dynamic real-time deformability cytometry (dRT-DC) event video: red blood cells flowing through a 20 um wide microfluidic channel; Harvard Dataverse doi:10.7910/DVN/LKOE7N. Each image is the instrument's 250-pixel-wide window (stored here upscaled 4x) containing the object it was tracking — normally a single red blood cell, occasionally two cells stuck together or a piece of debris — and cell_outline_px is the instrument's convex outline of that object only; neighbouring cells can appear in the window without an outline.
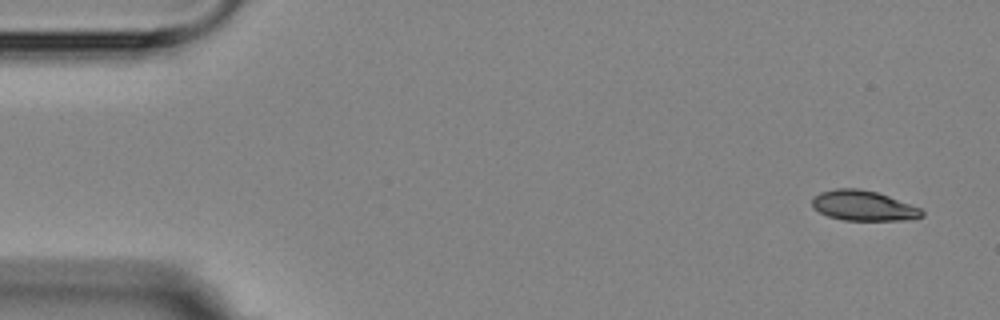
{"species": "Egyptian fruit bat (a non-hibernating species)", "species_latin": "Rousettus aegyptiacus", "temperature_condition": "room temperature", "stored_images_in_passage": 10, "camera_frame_rate_fps": 3000, "um_per_image_px": 0.085, "animal": {"sex": "female"}, "frame": {"image": 1, "passage_image": 1, "time_ms": 0.0, "image_size_px": [1000, 320], "cell_outline_px": [[924, 216], [908, 220], [844, 220], [828, 216], [812, 208], [812, 196], [820, 192], [836, 188], [860, 188], [876, 192], [888, 196], [920, 208], [924, 212]], "centroid_in_image_um": [73.35, 17.48], "position_along_channel_um": 11.6, "area_um2": 19.31}}
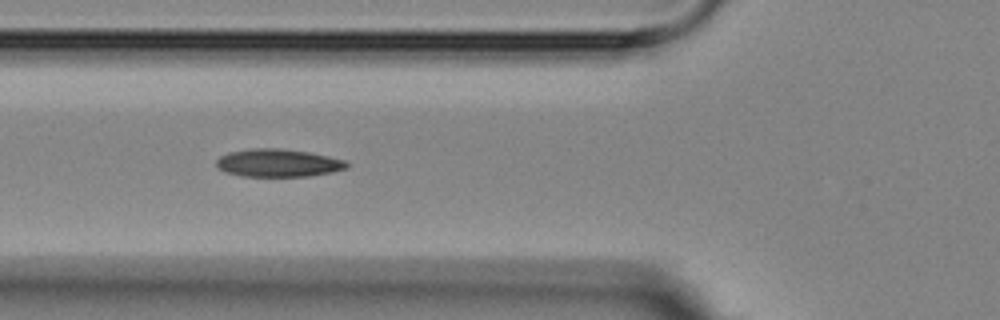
{"frame": {"image": 2, "passage_image": 6, "time_ms": 5.667, "image_size_px": [1000, 320], "cell_outline_px": [[348, 168], [332, 172], [308, 176], [240, 176], [224, 172], [216, 168], [216, 160], [220, 156], [228, 152], [252, 148], [280, 148], [308, 152], [328, 156], [344, 160], [348, 164]], "centroid_in_image_um": [23.59, 13.85], "position_along_channel_um": 102.2, "area_um2": 21.27}}
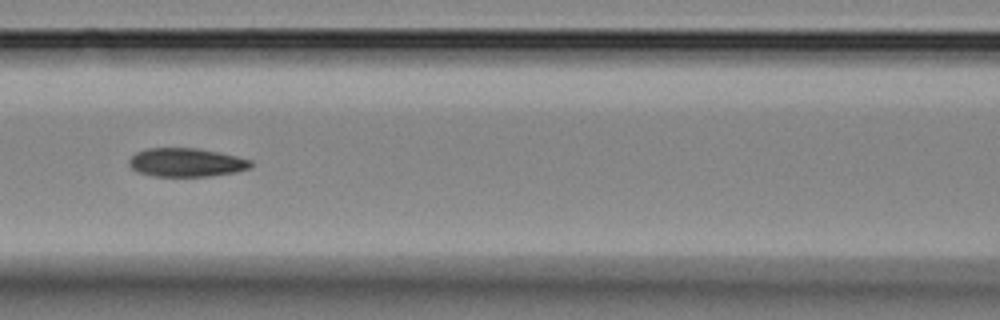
{"frame": {"image": 3, "passage_image": 7, "time_ms": 7.0, "image_size_px": [1000, 320], "cell_outline_px": [[252, 164], [248, 168], [236, 172], [208, 176], [152, 176], [140, 172], [132, 168], [128, 164], [128, 160], [136, 152], [144, 148], [196, 148], [220, 152], [252, 160]], "centroid_in_image_um": [15.82, 13.8], "position_along_channel_um": 150.8, "area_um2": 20.29}}